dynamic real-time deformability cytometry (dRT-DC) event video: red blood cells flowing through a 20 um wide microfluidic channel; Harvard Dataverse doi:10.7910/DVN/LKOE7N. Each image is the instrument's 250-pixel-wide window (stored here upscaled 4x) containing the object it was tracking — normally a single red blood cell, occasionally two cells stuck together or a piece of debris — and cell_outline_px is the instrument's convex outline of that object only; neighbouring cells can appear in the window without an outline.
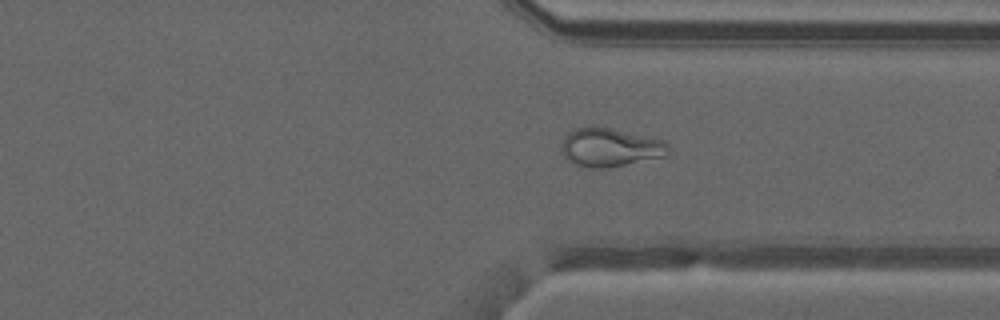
{"species": "common noctule bat (a hibernating species)", "species_latin": "Nyctalus noctula", "temperature_condition": "warm", "stored_images_in_passage": 44, "camera_frame_rate_fps": 3000, "um_per_image_px": 0.085, "animal": {"sex": "male", "forearm_length_mm": 52.5}, "frame": {"image": 1, "passage_image": 32, "time_ms": 10.333, "image_size_px": [1000, 320], "cell_outline_px": [[672, 148], [668, 156], [608, 168], [592, 168], [576, 164], [568, 160], [564, 156], [564, 140], [568, 132], [576, 128], [608, 128], [664, 140]], "centroid_in_image_um": [51.96, 12.56], "position_along_channel_um": 359.4, "area_um2": 23.58}, "authors_computed_cell_mechanics": {"area_um2": 26.5013, "velocity_mm_per_s": 4.1487, "shape_relaxation_time_tau1_ms": null, "shape_relaxation_time_tau2_ms": 1.4272, "deformation_change_tau1": null, "deformation_change_tau2": 0.0853}}